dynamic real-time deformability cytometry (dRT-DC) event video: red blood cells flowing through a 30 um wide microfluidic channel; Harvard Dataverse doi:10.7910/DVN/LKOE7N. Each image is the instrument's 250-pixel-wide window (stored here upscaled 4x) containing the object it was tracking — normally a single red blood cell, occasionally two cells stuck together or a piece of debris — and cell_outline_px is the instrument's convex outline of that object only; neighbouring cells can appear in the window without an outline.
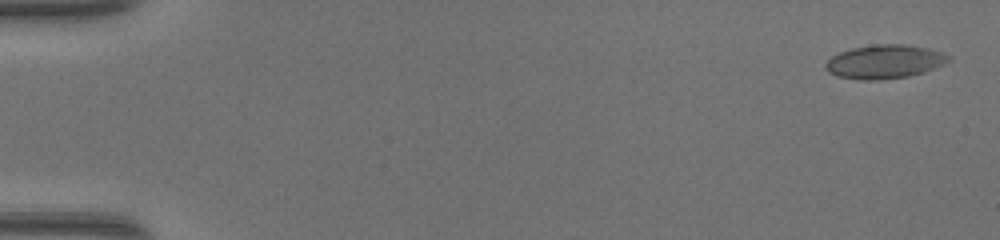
{"species": "common noctule bat (a hibernating species)", "species_latin": "Nyctalus noctula", "temperature_condition": "warm", "stored_images_in_passage": 49, "camera_frame_rate_fps": 3000, "um_per_image_px": 0.085, "animal": {"sex": "female", "body_mass_g": 17.0, "forearm_length_mm": 48.0}, "frame": {"image": 1, "passage_image": 2, "time_ms": 0.333, "image_size_px": [1000, 240], "cell_outline_px": [[952, 60], [924, 72], [908, 76], [876, 80], [860, 80], [836, 76], [828, 72], [824, 64], [832, 56], [840, 52], [852, 48], [876, 44], [904, 44], [928, 48], [952, 56]], "centroid_in_image_um": [75.19, 5.24], "position_along_channel_um": 9.8, "area_um2": 24.16}}
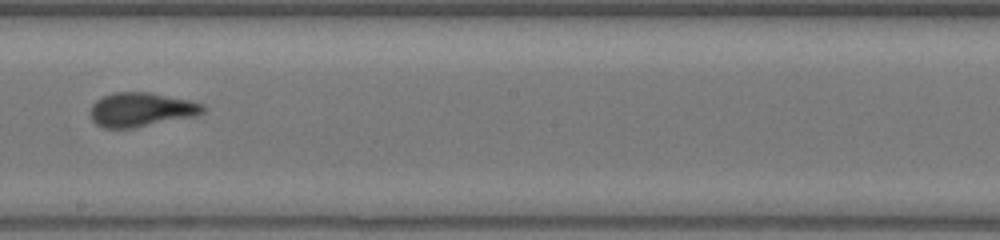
{"frame": {"image": 2, "passage_image": 29, "time_ms": 9.333, "image_size_px": [1000, 240], "cell_outline_px": [[208, 108], [204, 112], [196, 116], [132, 128], [104, 128], [96, 124], [92, 120], [92, 104], [96, 100], [104, 96], [116, 92], [148, 92], [188, 100], [204, 104]], "centroid_in_image_um": [12.04, 9.32], "position_along_channel_um": 236.2, "area_um2": 22.25}}
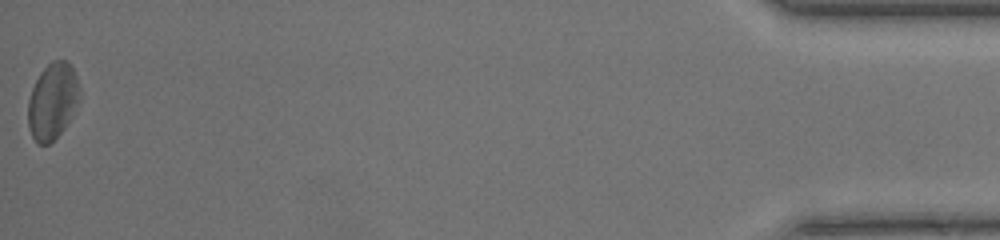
{"frame": {"image": 3, "passage_image": 49, "time_ms": 16.0, "image_size_px": [1000, 240], "cell_outline_px": [[80, 96], [64, 128], [48, 144], [36, 144], [32, 136], [28, 124], [28, 100], [32, 88], [40, 72], [52, 60], [68, 60], [76, 76], [80, 92]], "centroid_in_image_um": [4.44, 8.57], "position_along_channel_um": 430.8, "area_um2": 22.6}, "authors_computed_cell_mechanics": {"area_um2": 22.3686, "velocity_mm_per_s": 4.3351, "shape_relaxation_time_tau1_ms": 4.5852, "shape_relaxation_time_tau2_ms": 1.5795, "deformation_change_tau1": 0.1616, "deformation_change_tau2": 0.0763}}